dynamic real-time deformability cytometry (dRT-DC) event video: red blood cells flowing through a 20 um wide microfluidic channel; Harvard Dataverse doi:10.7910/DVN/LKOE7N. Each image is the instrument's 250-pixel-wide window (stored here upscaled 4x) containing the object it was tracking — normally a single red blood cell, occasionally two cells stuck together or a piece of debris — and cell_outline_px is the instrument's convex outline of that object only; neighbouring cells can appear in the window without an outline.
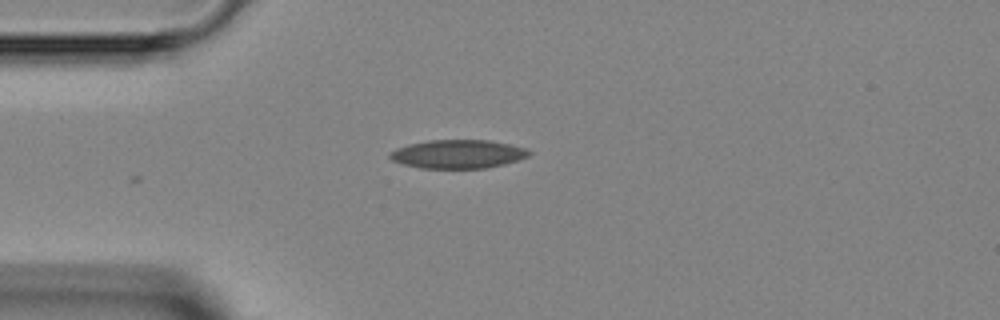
{"species": "Egyptian fruit bat (a non-hibernating species)", "species_latin": "Rousettus aegyptiacus", "temperature_condition": "room temperature", "stored_images_in_passage": 4, "camera_frame_rate_fps": 3000, "um_per_image_px": 0.085, "animal": {"sex": "female"}, "frame": {"image": 1, "passage_image": 1, "time_ms": 0.0, "image_size_px": [1000, 320], "cell_outline_px": [[532, 152], [528, 156], [504, 164], [484, 168], [420, 168], [404, 164], [392, 160], [388, 156], [388, 152], [396, 148], [408, 144], [428, 140], [488, 140], [508, 144], [524, 148]], "centroid_in_image_um": [38.87, 13.09], "position_along_channel_um": 46.1, "area_um2": 23.06}}